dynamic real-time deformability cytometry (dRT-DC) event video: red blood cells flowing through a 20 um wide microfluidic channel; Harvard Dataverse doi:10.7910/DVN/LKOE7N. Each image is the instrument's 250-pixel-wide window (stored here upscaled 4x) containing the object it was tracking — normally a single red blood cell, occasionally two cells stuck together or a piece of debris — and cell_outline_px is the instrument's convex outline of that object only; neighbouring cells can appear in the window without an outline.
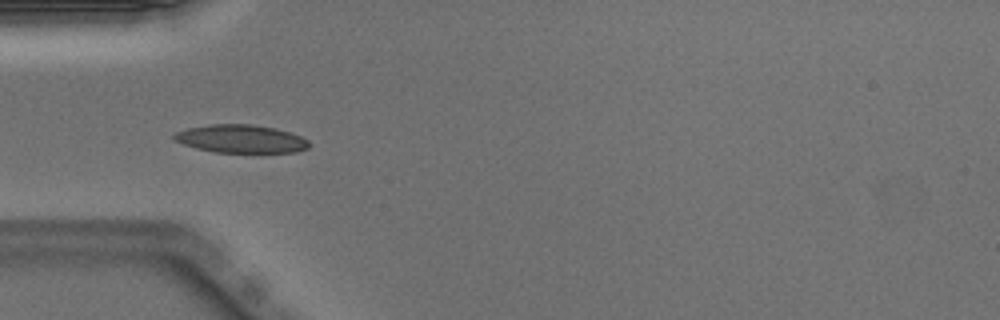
{"species": "Egyptian fruit bat (a non-hibernating species)", "species_latin": "Rousettus aegyptiacus", "temperature_condition": "warm", "stored_images_in_passage": 7, "camera_frame_rate_fps": 3000, "um_per_image_px": 0.085, "animal": {"sex": "male"}, "frame": {"image": 1, "passage_image": 4, "time_ms": 1.0, "image_size_px": [1000, 320], "cell_outline_px": [[312, 144], [308, 148], [296, 152], [216, 152], [196, 148], [172, 140], [172, 136], [176, 132], [188, 128], [212, 124], [252, 124], [276, 128], [300, 136], [308, 140]], "centroid_in_image_um": [20.48, 11.8], "position_along_channel_um": 64.5, "area_um2": 22.08}}